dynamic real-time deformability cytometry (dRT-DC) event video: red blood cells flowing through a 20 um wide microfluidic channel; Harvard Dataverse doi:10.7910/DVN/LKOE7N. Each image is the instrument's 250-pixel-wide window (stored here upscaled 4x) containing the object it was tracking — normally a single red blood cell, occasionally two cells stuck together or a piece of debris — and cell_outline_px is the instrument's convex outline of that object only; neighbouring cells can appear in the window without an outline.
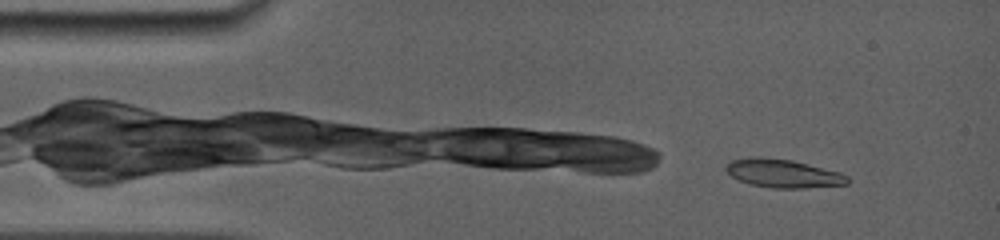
{"species": "common noctule bat (a hibernating species)", "species_latin": "Nyctalus noctula", "temperature_condition": "room temperature", "stored_images_in_passage": 20, "camera_frame_rate_fps": 5000, "um_per_image_px": 0.085, "animal": {"sex": "female", "body_mass_g": 19.0, "forearm_length_mm": 56.7}, "frame": {"image": 1, "passage_image": 3, "time_ms": 1.0, "image_size_px": [1000, 240], "cell_outline_px": [[852, 180], [848, 184], [804, 188], [772, 188], [748, 184], [732, 176], [724, 168], [724, 164], [732, 160], [752, 156], [756, 156], [792, 160], [840, 172], [848, 176]], "centroid_in_image_um": [66.56, 14.74], "position_along_channel_um": 18.4, "area_um2": 20.29}}
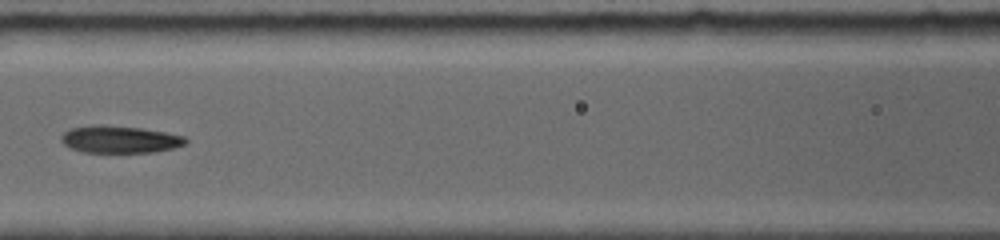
{"frame": {"image": 2, "passage_image": 13, "time_ms": 6.4, "image_size_px": [1000, 240], "cell_outline_px": [[188, 140], [184, 144], [172, 148], [152, 152], [84, 152], [68, 148], [60, 140], [60, 136], [64, 132], [72, 128], [92, 124], [104, 124], [140, 128], [164, 132], [184, 136]], "centroid_in_image_um": [10.11, 11.83], "position_along_channel_um": 156.5, "area_um2": 19.77}}
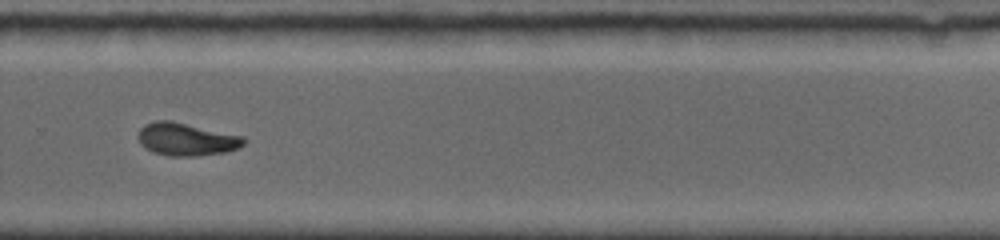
{"frame": {"image": 3, "passage_image": 20, "time_ms": 10.4, "image_size_px": [1000, 240], "cell_outline_px": [[244, 144], [236, 148], [224, 152], [196, 156], [168, 156], [152, 152], [144, 148], [140, 144], [136, 136], [140, 128], [144, 124], [156, 120], [172, 120], [244, 136]], "centroid_in_image_um": [15.77, 11.83], "position_along_channel_um": 314.0, "area_um2": 20.4}}